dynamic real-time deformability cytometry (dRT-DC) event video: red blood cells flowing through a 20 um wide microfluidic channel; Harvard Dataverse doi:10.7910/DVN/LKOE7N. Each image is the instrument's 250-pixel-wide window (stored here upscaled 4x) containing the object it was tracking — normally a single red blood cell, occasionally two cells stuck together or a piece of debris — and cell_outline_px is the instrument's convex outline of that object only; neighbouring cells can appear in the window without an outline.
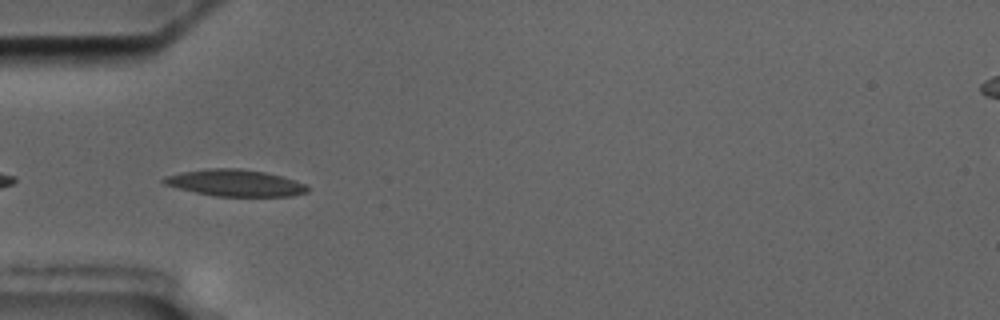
{"species": "common noctule bat (a hibernating species)", "species_latin": "Nyctalus noctula", "temperature_condition": "cold", "stored_images_in_passage": 41, "camera_frame_rate_fps": 3000, "um_per_image_px": 0.085, "animal": {"sex": "male", "body_mass_g": 17.5, "forearm_length_mm": 52.3}, "frame": {"image": 1, "passage_image": 2, "time_ms": 0.333, "image_size_px": [1000, 320], "cell_outline_px": [[308, 192], [292, 196], [216, 196], [196, 192], [164, 184], [160, 180], [164, 176], [180, 172], [208, 168], [240, 168], [264, 172], [280, 176], [304, 184], [308, 188]], "centroid_in_image_um": [19.94, 15.54], "position_along_channel_um": 65.1, "area_um2": 22.14}}
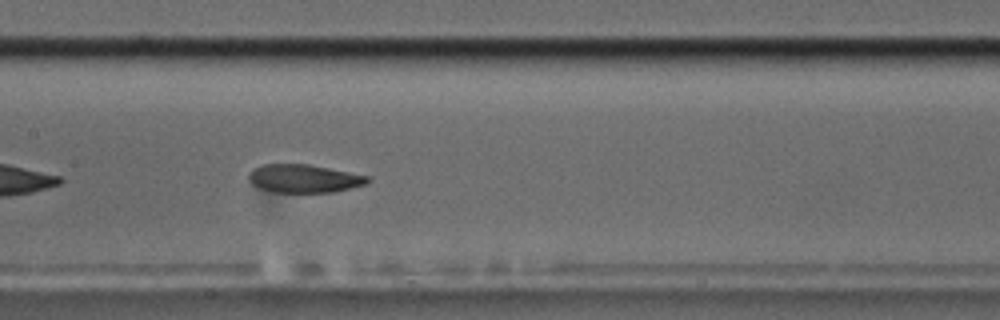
{"frame": {"image": 2, "passage_image": 12, "time_ms": 3.667, "image_size_px": [1000, 320], "cell_outline_px": [[368, 184], [332, 192], [276, 192], [256, 188], [248, 180], [248, 172], [252, 168], [260, 164], [308, 164], [368, 176]], "centroid_in_image_um": [25.75, 15.17], "position_along_channel_um": 181.6, "area_um2": 19.59}}
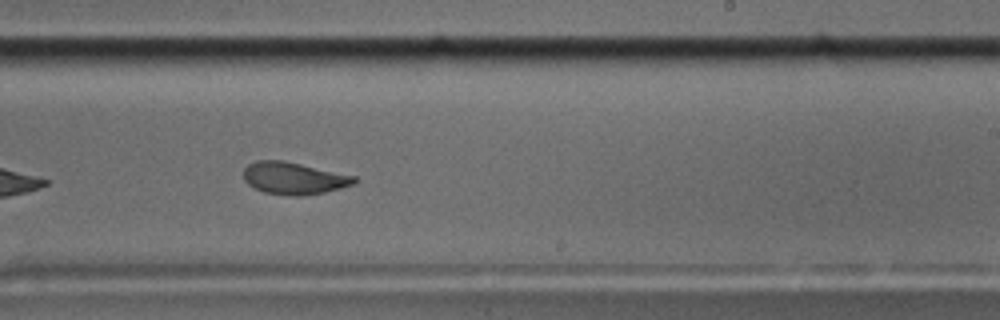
{"frame": {"image": 3, "passage_image": 19, "time_ms": 6.0, "image_size_px": [1000, 320], "cell_outline_px": [[360, 180], [356, 184], [324, 192], [304, 196], [288, 196], [264, 192], [248, 184], [244, 180], [244, 168], [248, 164], [256, 160], [284, 160], [356, 176]], "centroid_in_image_um": [25.01, 15.15], "position_along_channel_um": 264.0, "area_um2": 20.98}, "authors_computed_cell_mechanics": {"area_um2": 21.6172, "velocity_mm_per_s": 3.5393, "shape_relaxation_time_tau1_ms": 8.3862, "shape_relaxation_time_tau2_ms": 2.5867, "deformation_change_tau1": 0.2195, "deformation_change_tau2": 0.0848}}